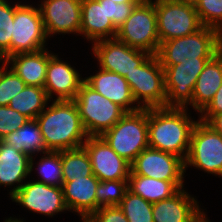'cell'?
Instances as JSON below:
<instances>
[{
  "label": "cell",
  "instance_id": "1",
  "mask_svg": "<svg viewBox=\"0 0 222 222\" xmlns=\"http://www.w3.org/2000/svg\"><path fill=\"white\" fill-rule=\"evenodd\" d=\"M187 108H148L149 147L168 152L185 161L191 140V133L198 122Z\"/></svg>",
  "mask_w": 222,
  "mask_h": 222
},
{
  "label": "cell",
  "instance_id": "2",
  "mask_svg": "<svg viewBox=\"0 0 222 222\" xmlns=\"http://www.w3.org/2000/svg\"><path fill=\"white\" fill-rule=\"evenodd\" d=\"M46 152L82 147L88 135L74 100H54L36 118Z\"/></svg>",
  "mask_w": 222,
  "mask_h": 222
},
{
  "label": "cell",
  "instance_id": "3",
  "mask_svg": "<svg viewBox=\"0 0 222 222\" xmlns=\"http://www.w3.org/2000/svg\"><path fill=\"white\" fill-rule=\"evenodd\" d=\"M221 37L218 30L203 26L193 34L163 41L156 55L161 66L209 61L222 50Z\"/></svg>",
  "mask_w": 222,
  "mask_h": 222
},
{
  "label": "cell",
  "instance_id": "4",
  "mask_svg": "<svg viewBox=\"0 0 222 222\" xmlns=\"http://www.w3.org/2000/svg\"><path fill=\"white\" fill-rule=\"evenodd\" d=\"M101 137L130 164L148 144V108L126 114Z\"/></svg>",
  "mask_w": 222,
  "mask_h": 222
},
{
  "label": "cell",
  "instance_id": "5",
  "mask_svg": "<svg viewBox=\"0 0 222 222\" xmlns=\"http://www.w3.org/2000/svg\"><path fill=\"white\" fill-rule=\"evenodd\" d=\"M74 101L88 136H101L126 114L122 107L102 96L85 81Z\"/></svg>",
  "mask_w": 222,
  "mask_h": 222
},
{
  "label": "cell",
  "instance_id": "6",
  "mask_svg": "<svg viewBox=\"0 0 222 222\" xmlns=\"http://www.w3.org/2000/svg\"><path fill=\"white\" fill-rule=\"evenodd\" d=\"M134 49L156 55L160 47L155 4L152 0L136 5L131 15L117 29L115 37Z\"/></svg>",
  "mask_w": 222,
  "mask_h": 222
},
{
  "label": "cell",
  "instance_id": "7",
  "mask_svg": "<svg viewBox=\"0 0 222 222\" xmlns=\"http://www.w3.org/2000/svg\"><path fill=\"white\" fill-rule=\"evenodd\" d=\"M153 3L160 44L193 34L203 27L193 0H155Z\"/></svg>",
  "mask_w": 222,
  "mask_h": 222
},
{
  "label": "cell",
  "instance_id": "8",
  "mask_svg": "<svg viewBox=\"0 0 222 222\" xmlns=\"http://www.w3.org/2000/svg\"><path fill=\"white\" fill-rule=\"evenodd\" d=\"M132 96L141 109L166 107L164 69L157 55L125 76Z\"/></svg>",
  "mask_w": 222,
  "mask_h": 222
},
{
  "label": "cell",
  "instance_id": "9",
  "mask_svg": "<svg viewBox=\"0 0 222 222\" xmlns=\"http://www.w3.org/2000/svg\"><path fill=\"white\" fill-rule=\"evenodd\" d=\"M189 166L222 177V135L200 120L191 133L185 173Z\"/></svg>",
  "mask_w": 222,
  "mask_h": 222
},
{
  "label": "cell",
  "instance_id": "10",
  "mask_svg": "<svg viewBox=\"0 0 222 222\" xmlns=\"http://www.w3.org/2000/svg\"><path fill=\"white\" fill-rule=\"evenodd\" d=\"M47 39L39 6L20 2L15 9L11 56L45 49Z\"/></svg>",
  "mask_w": 222,
  "mask_h": 222
},
{
  "label": "cell",
  "instance_id": "11",
  "mask_svg": "<svg viewBox=\"0 0 222 222\" xmlns=\"http://www.w3.org/2000/svg\"><path fill=\"white\" fill-rule=\"evenodd\" d=\"M208 61H189L164 69L166 107L187 108L192 102L193 90L199 74Z\"/></svg>",
  "mask_w": 222,
  "mask_h": 222
},
{
  "label": "cell",
  "instance_id": "12",
  "mask_svg": "<svg viewBox=\"0 0 222 222\" xmlns=\"http://www.w3.org/2000/svg\"><path fill=\"white\" fill-rule=\"evenodd\" d=\"M92 48L101 69L123 77L130 74L135 67L141 66L151 56L150 53L131 48L116 38L96 41L92 44Z\"/></svg>",
  "mask_w": 222,
  "mask_h": 222
},
{
  "label": "cell",
  "instance_id": "13",
  "mask_svg": "<svg viewBox=\"0 0 222 222\" xmlns=\"http://www.w3.org/2000/svg\"><path fill=\"white\" fill-rule=\"evenodd\" d=\"M129 175H141L164 181H184V161L171 153L151 147L144 149L131 163Z\"/></svg>",
  "mask_w": 222,
  "mask_h": 222
},
{
  "label": "cell",
  "instance_id": "14",
  "mask_svg": "<svg viewBox=\"0 0 222 222\" xmlns=\"http://www.w3.org/2000/svg\"><path fill=\"white\" fill-rule=\"evenodd\" d=\"M10 198L12 202L27 210L47 217L69 211L64 202L62 187L47 185L36 180L24 183Z\"/></svg>",
  "mask_w": 222,
  "mask_h": 222
},
{
  "label": "cell",
  "instance_id": "15",
  "mask_svg": "<svg viewBox=\"0 0 222 222\" xmlns=\"http://www.w3.org/2000/svg\"><path fill=\"white\" fill-rule=\"evenodd\" d=\"M82 146L89 155L93 174L100 181L128 180L131 164L120 157L101 136H88Z\"/></svg>",
  "mask_w": 222,
  "mask_h": 222
},
{
  "label": "cell",
  "instance_id": "16",
  "mask_svg": "<svg viewBox=\"0 0 222 222\" xmlns=\"http://www.w3.org/2000/svg\"><path fill=\"white\" fill-rule=\"evenodd\" d=\"M41 11L47 38L56 34L80 35L82 0H43Z\"/></svg>",
  "mask_w": 222,
  "mask_h": 222
},
{
  "label": "cell",
  "instance_id": "17",
  "mask_svg": "<svg viewBox=\"0 0 222 222\" xmlns=\"http://www.w3.org/2000/svg\"><path fill=\"white\" fill-rule=\"evenodd\" d=\"M75 67L64 62L54 54L48 62L44 89L48 98L54 100H74L85 78L81 77Z\"/></svg>",
  "mask_w": 222,
  "mask_h": 222
},
{
  "label": "cell",
  "instance_id": "18",
  "mask_svg": "<svg viewBox=\"0 0 222 222\" xmlns=\"http://www.w3.org/2000/svg\"><path fill=\"white\" fill-rule=\"evenodd\" d=\"M181 188L170 198L153 203L154 222H201L207 215L199 202Z\"/></svg>",
  "mask_w": 222,
  "mask_h": 222
},
{
  "label": "cell",
  "instance_id": "19",
  "mask_svg": "<svg viewBox=\"0 0 222 222\" xmlns=\"http://www.w3.org/2000/svg\"><path fill=\"white\" fill-rule=\"evenodd\" d=\"M33 168L34 158L0 140V186H14L9 192L10 197L25 183L24 179L30 176Z\"/></svg>",
  "mask_w": 222,
  "mask_h": 222
},
{
  "label": "cell",
  "instance_id": "20",
  "mask_svg": "<svg viewBox=\"0 0 222 222\" xmlns=\"http://www.w3.org/2000/svg\"><path fill=\"white\" fill-rule=\"evenodd\" d=\"M95 75L85 77V82L102 96L118 104L126 112L140 110L132 96L131 89L125 77L120 74L103 70L99 67ZM135 105V106H134Z\"/></svg>",
  "mask_w": 222,
  "mask_h": 222
},
{
  "label": "cell",
  "instance_id": "21",
  "mask_svg": "<svg viewBox=\"0 0 222 222\" xmlns=\"http://www.w3.org/2000/svg\"><path fill=\"white\" fill-rule=\"evenodd\" d=\"M81 8L80 36L92 43L116 37L117 29L107 17L106 0H82Z\"/></svg>",
  "mask_w": 222,
  "mask_h": 222
},
{
  "label": "cell",
  "instance_id": "22",
  "mask_svg": "<svg viewBox=\"0 0 222 222\" xmlns=\"http://www.w3.org/2000/svg\"><path fill=\"white\" fill-rule=\"evenodd\" d=\"M100 180L93 174L70 182H63L64 202L69 211L90 217L96 211V190Z\"/></svg>",
  "mask_w": 222,
  "mask_h": 222
},
{
  "label": "cell",
  "instance_id": "23",
  "mask_svg": "<svg viewBox=\"0 0 222 222\" xmlns=\"http://www.w3.org/2000/svg\"><path fill=\"white\" fill-rule=\"evenodd\" d=\"M53 55L45 48L37 52L12 55L7 57L5 62L26 85L43 88L48 62Z\"/></svg>",
  "mask_w": 222,
  "mask_h": 222
},
{
  "label": "cell",
  "instance_id": "24",
  "mask_svg": "<svg viewBox=\"0 0 222 222\" xmlns=\"http://www.w3.org/2000/svg\"><path fill=\"white\" fill-rule=\"evenodd\" d=\"M222 85V50L207 62L193 90L192 109L200 113Z\"/></svg>",
  "mask_w": 222,
  "mask_h": 222
},
{
  "label": "cell",
  "instance_id": "25",
  "mask_svg": "<svg viewBox=\"0 0 222 222\" xmlns=\"http://www.w3.org/2000/svg\"><path fill=\"white\" fill-rule=\"evenodd\" d=\"M184 187V181H164L141 175H129L128 190L150 203L170 198Z\"/></svg>",
  "mask_w": 222,
  "mask_h": 222
},
{
  "label": "cell",
  "instance_id": "26",
  "mask_svg": "<svg viewBox=\"0 0 222 222\" xmlns=\"http://www.w3.org/2000/svg\"><path fill=\"white\" fill-rule=\"evenodd\" d=\"M1 140L30 158L36 156L35 153L38 155L40 152L42 154L46 152V145L36 119H29L21 128Z\"/></svg>",
  "mask_w": 222,
  "mask_h": 222
},
{
  "label": "cell",
  "instance_id": "27",
  "mask_svg": "<svg viewBox=\"0 0 222 222\" xmlns=\"http://www.w3.org/2000/svg\"><path fill=\"white\" fill-rule=\"evenodd\" d=\"M50 103L44 88L26 85L15 97L10 100L9 107L25 115L29 119H36Z\"/></svg>",
  "mask_w": 222,
  "mask_h": 222
},
{
  "label": "cell",
  "instance_id": "28",
  "mask_svg": "<svg viewBox=\"0 0 222 222\" xmlns=\"http://www.w3.org/2000/svg\"><path fill=\"white\" fill-rule=\"evenodd\" d=\"M63 182L93 175L90 158L85 148L61 151Z\"/></svg>",
  "mask_w": 222,
  "mask_h": 222
},
{
  "label": "cell",
  "instance_id": "29",
  "mask_svg": "<svg viewBox=\"0 0 222 222\" xmlns=\"http://www.w3.org/2000/svg\"><path fill=\"white\" fill-rule=\"evenodd\" d=\"M128 222H154L153 204L127 190L118 205Z\"/></svg>",
  "mask_w": 222,
  "mask_h": 222
},
{
  "label": "cell",
  "instance_id": "30",
  "mask_svg": "<svg viewBox=\"0 0 222 222\" xmlns=\"http://www.w3.org/2000/svg\"><path fill=\"white\" fill-rule=\"evenodd\" d=\"M45 155V156H44ZM39 162H37L38 173L41 178L37 182H41L51 186L62 187L63 175H62V163H61V151L45 152Z\"/></svg>",
  "mask_w": 222,
  "mask_h": 222
},
{
  "label": "cell",
  "instance_id": "31",
  "mask_svg": "<svg viewBox=\"0 0 222 222\" xmlns=\"http://www.w3.org/2000/svg\"><path fill=\"white\" fill-rule=\"evenodd\" d=\"M20 4L10 5L7 0H0V56L6 59L11 56V38L15 9Z\"/></svg>",
  "mask_w": 222,
  "mask_h": 222
},
{
  "label": "cell",
  "instance_id": "32",
  "mask_svg": "<svg viewBox=\"0 0 222 222\" xmlns=\"http://www.w3.org/2000/svg\"><path fill=\"white\" fill-rule=\"evenodd\" d=\"M128 190V180L100 181L96 190V210L118 206Z\"/></svg>",
  "mask_w": 222,
  "mask_h": 222
},
{
  "label": "cell",
  "instance_id": "33",
  "mask_svg": "<svg viewBox=\"0 0 222 222\" xmlns=\"http://www.w3.org/2000/svg\"><path fill=\"white\" fill-rule=\"evenodd\" d=\"M200 22L222 33V0H193Z\"/></svg>",
  "mask_w": 222,
  "mask_h": 222
},
{
  "label": "cell",
  "instance_id": "34",
  "mask_svg": "<svg viewBox=\"0 0 222 222\" xmlns=\"http://www.w3.org/2000/svg\"><path fill=\"white\" fill-rule=\"evenodd\" d=\"M25 86V82L5 64L0 70V106H8Z\"/></svg>",
  "mask_w": 222,
  "mask_h": 222
},
{
  "label": "cell",
  "instance_id": "35",
  "mask_svg": "<svg viewBox=\"0 0 222 222\" xmlns=\"http://www.w3.org/2000/svg\"><path fill=\"white\" fill-rule=\"evenodd\" d=\"M28 120V117L9 106H0V140L6 135L17 131Z\"/></svg>",
  "mask_w": 222,
  "mask_h": 222
},
{
  "label": "cell",
  "instance_id": "36",
  "mask_svg": "<svg viewBox=\"0 0 222 222\" xmlns=\"http://www.w3.org/2000/svg\"><path fill=\"white\" fill-rule=\"evenodd\" d=\"M136 5L139 4L115 3L106 0L107 17L112 21L114 27L118 29L131 15Z\"/></svg>",
  "mask_w": 222,
  "mask_h": 222
},
{
  "label": "cell",
  "instance_id": "37",
  "mask_svg": "<svg viewBox=\"0 0 222 222\" xmlns=\"http://www.w3.org/2000/svg\"><path fill=\"white\" fill-rule=\"evenodd\" d=\"M89 218L92 222H128L119 206L100 207Z\"/></svg>",
  "mask_w": 222,
  "mask_h": 222
},
{
  "label": "cell",
  "instance_id": "38",
  "mask_svg": "<svg viewBox=\"0 0 222 222\" xmlns=\"http://www.w3.org/2000/svg\"><path fill=\"white\" fill-rule=\"evenodd\" d=\"M222 113V85L209 104L199 113L201 122L206 123L213 115Z\"/></svg>",
  "mask_w": 222,
  "mask_h": 222
},
{
  "label": "cell",
  "instance_id": "39",
  "mask_svg": "<svg viewBox=\"0 0 222 222\" xmlns=\"http://www.w3.org/2000/svg\"><path fill=\"white\" fill-rule=\"evenodd\" d=\"M206 124L222 135V113L213 115Z\"/></svg>",
  "mask_w": 222,
  "mask_h": 222
},
{
  "label": "cell",
  "instance_id": "40",
  "mask_svg": "<svg viewBox=\"0 0 222 222\" xmlns=\"http://www.w3.org/2000/svg\"><path fill=\"white\" fill-rule=\"evenodd\" d=\"M107 1H112L115 3H132V4H141L145 2L146 0H107Z\"/></svg>",
  "mask_w": 222,
  "mask_h": 222
},
{
  "label": "cell",
  "instance_id": "41",
  "mask_svg": "<svg viewBox=\"0 0 222 222\" xmlns=\"http://www.w3.org/2000/svg\"><path fill=\"white\" fill-rule=\"evenodd\" d=\"M4 222H24V220L23 219L21 220L20 218L19 219L18 218L15 219L14 217L13 218L9 217Z\"/></svg>",
  "mask_w": 222,
  "mask_h": 222
},
{
  "label": "cell",
  "instance_id": "42",
  "mask_svg": "<svg viewBox=\"0 0 222 222\" xmlns=\"http://www.w3.org/2000/svg\"><path fill=\"white\" fill-rule=\"evenodd\" d=\"M82 222H92L89 217H82Z\"/></svg>",
  "mask_w": 222,
  "mask_h": 222
},
{
  "label": "cell",
  "instance_id": "43",
  "mask_svg": "<svg viewBox=\"0 0 222 222\" xmlns=\"http://www.w3.org/2000/svg\"><path fill=\"white\" fill-rule=\"evenodd\" d=\"M0 62L2 63V66L0 65V70H1V68L6 64V62H5V60L2 59V58H0Z\"/></svg>",
  "mask_w": 222,
  "mask_h": 222
},
{
  "label": "cell",
  "instance_id": "44",
  "mask_svg": "<svg viewBox=\"0 0 222 222\" xmlns=\"http://www.w3.org/2000/svg\"><path fill=\"white\" fill-rule=\"evenodd\" d=\"M209 217H205L201 222H210V220L208 219Z\"/></svg>",
  "mask_w": 222,
  "mask_h": 222
}]
</instances>
